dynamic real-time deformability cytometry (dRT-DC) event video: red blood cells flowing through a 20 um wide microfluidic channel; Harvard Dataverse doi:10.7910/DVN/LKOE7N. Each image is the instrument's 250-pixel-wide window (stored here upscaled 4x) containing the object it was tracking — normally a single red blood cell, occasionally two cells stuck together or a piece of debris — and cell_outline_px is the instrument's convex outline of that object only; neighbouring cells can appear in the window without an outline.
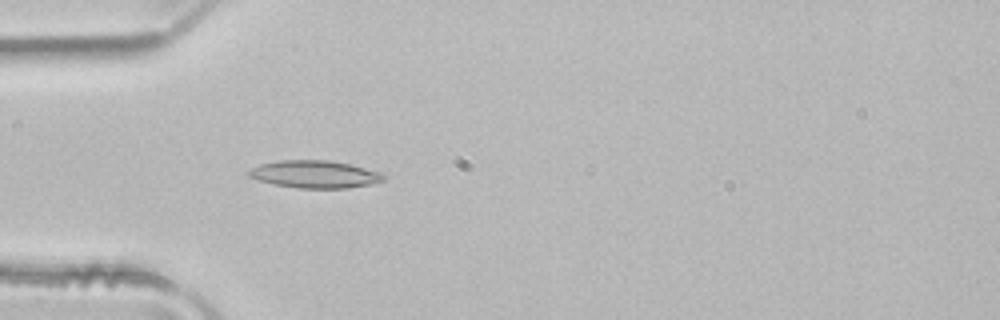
{"species": "common noctule bat (a hibernating species)", "species_latin": "Nyctalus noctula", "temperature_condition": "room temperature", "stored_images_in_passage": 3, "camera_frame_rate_fps": 3000, "um_per_image_px": 0.085, "animal": {"sex": "male", "body_mass_g": 21.5, "forearm_length_mm": 52.0}, "frame": {"image": 1, "passage_image": 3, "time_ms": 0.667, "image_size_px": [1000, 320], "cell_outline_px": [[388, 176], [384, 180], [372, 184], [348, 188], [296, 188], [276, 184], [260, 180], [248, 176], [248, 172], [252, 168], [260, 164], [280, 160], [328, 160], [352, 164], [380, 172]], "centroid_in_image_um": [26.82, 14.81], "position_along_channel_um": 58.2, "area_um2": 21.62}}